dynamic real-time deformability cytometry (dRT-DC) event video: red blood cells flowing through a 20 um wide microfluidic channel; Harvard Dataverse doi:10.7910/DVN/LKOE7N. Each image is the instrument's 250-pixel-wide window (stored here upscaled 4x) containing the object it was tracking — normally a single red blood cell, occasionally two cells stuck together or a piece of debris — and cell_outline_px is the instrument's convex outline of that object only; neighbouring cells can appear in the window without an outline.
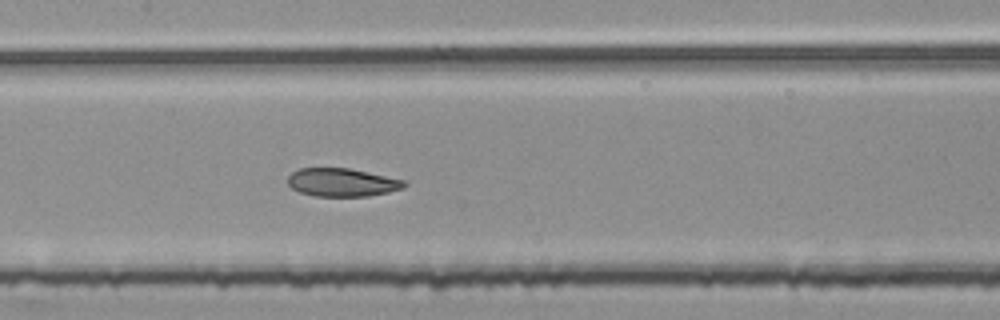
{"species": "common noctule bat (a hibernating species)", "species_latin": "Nyctalus noctula", "temperature_condition": "room temperature", "stored_images_in_passage": 53, "segment_of_instrument_passage": [2, 2], "camera_frame_rate_fps": 3000, "um_per_image_px": 0.085, "animal": {"sex": "female", "body_mass_g": 25.1}, "frame": {"image": 1, "passage_image": 27, "time_ms": 8.667, "image_size_px": [1000, 320], "cell_outline_px": [[408, 184], [404, 188], [388, 192], [368, 196], [312, 196], [300, 192], [292, 188], [288, 184], [288, 176], [292, 172], [300, 168], [348, 168], [404, 180]], "centroid_in_image_um": [29.06, 15.51], "position_along_channel_um": 178.3, "area_um2": 19.07}}
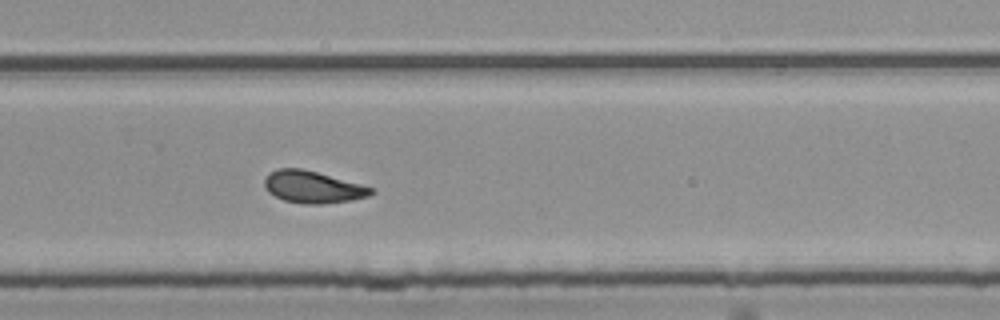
{"frame": {"image": 2, "passage_image": 37, "time_ms": 12.0, "image_size_px": [1000, 320], "cell_outline_px": [[376, 192], [368, 196], [348, 200], [324, 204], [304, 204], [284, 200], [268, 192], [264, 188], [264, 180], [268, 172], [276, 168], [300, 168], [316, 172], [360, 184], [372, 188]], "centroid_in_image_um": [26.53, 15.89], "position_along_channel_um": 303.3, "area_um2": 19.77}}
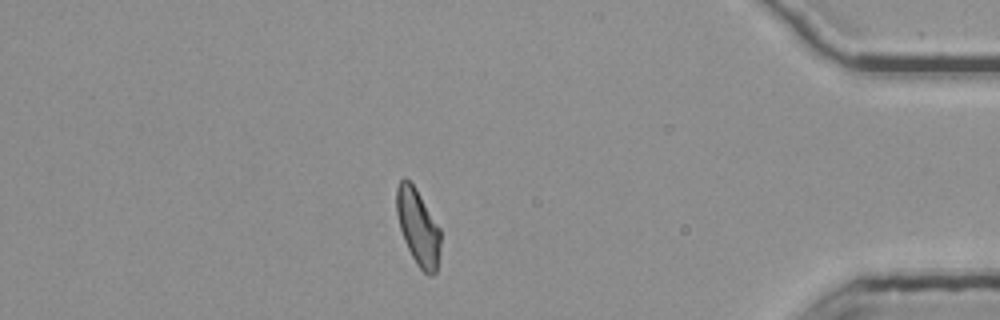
{"frame": {"image": 3, "passage_image": 48, "time_ms": 15.667, "image_size_px": [1000, 320], "cell_outline_px": [[440, 244], [436, 272], [432, 276], [428, 276], [416, 264], [404, 240], [400, 228], [396, 212], [396, 188], [400, 180], [404, 176], [416, 188], [440, 228]], "centroid_in_image_um": [35.52, 19.3], "position_along_channel_um": 399.7, "area_um2": 19.42}}